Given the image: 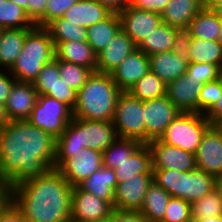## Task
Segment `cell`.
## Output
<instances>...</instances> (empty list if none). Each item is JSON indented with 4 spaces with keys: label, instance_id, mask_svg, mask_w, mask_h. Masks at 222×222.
<instances>
[{
    "label": "cell",
    "instance_id": "cell-1",
    "mask_svg": "<svg viewBox=\"0 0 222 222\" xmlns=\"http://www.w3.org/2000/svg\"><path fill=\"white\" fill-rule=\"evenodd\" d=\"M55 139L28 120L0 128V180L11 190L54 168Z\"/></svg>",
    "mask_w": 222,
    "mask_h": 222
},
{
    "label": "cell",
    "instance_id": "cell-2",
    "mask_svg": "<svg viewBox=\"0 0 222 222\" xmlns=\"http://www.w3.org/2000/svg\"><path fill=\"white\" fill-rule=\"evenodd\" d=\"M72 189L61 172L52 168L13 188L12 201L27 222H69Z\"/></svg>",
    "mask_w": 222,
    "mask_h": 222
},
{
    "label": "cell",
    "instance_id": "cell-3",
    "mask_svg": "<svg viewBox=\"0 0 222 222\" xmlns=\"http://www.w3.org/2000/svg\"><path fill=\"white\" fill-rule=\"evenodd\" d=\"M121 93L111 74L93 72L77 92L73 117L89 121H112Z\"/></svg>",
    "mask_w": 222,
    "mask_h": 222
},
{
    "label": "cell",
    "instance_id": "cell-4",
    "mask_svg": "<svg viewBox=\"0 0 222 222\" xmlns=\"http://www.w3.org/2000/svg\"><path fill=\"white\" fill-rule=\"evenodd\" d=\"M118 138L112 121L74 118L55 140V152H78L90 148L103 152Z\"/></svg>",
    "mask_w": 222,
    "mask_h": 222
},
{
    "label": "cell",
    "instance_id": "cell-5",
    "mask_svg": "<svg viewBox=\"0 0 222 222\" xmlns=\"http://www.w3.org/2000/svg\"><path fill=\"white\" fill-rule=\"evenodd\" d=\"M55 58V45L45 27L34 26L27 34L23 48L9 69L16 81L33 83L45 64Z\"/></svg>",
    "mask_w": 222,
    "mask_h": 222
},
{
    "label": "cell",
    "instance_id": "cell-6",
    "mask_svg": "<svg viewBox=\"0 0 222 222\" xmlns=\"http://www.w3.org/2000/svg\"><path fill=\"white\" fill-rule=\"evenodd\" d=\"M153 181L162 187L171 197L181 198L188 203L201 199L218 184L213 175L202 170L195 169L189 172H181L175 169H152Z\"/></svg>",
    "mask_w": 222,
    "mask_h": 222
},
{
    "label": "cell",
    "instance_id": "cell-7",
    "mask_svg": "<svg viewBox=\"0 0 222 222\" xmlns=\"http://www.w3.org/2000/svg\"><path fill=\"white\" fill-rule=\"evenodd\" d=\"M210 126L205 114L181 112L167 126L159 140L195 155L203 134Z\"/></svg>",
    "mask_w": 222,
    "mask_h": 222
},
{
    "label": "cell",
    "instance_id": "cell-8",
    "mask_svg": "<svg viewBox=\"0 0 222 222\" xmlns=\"http://www.w3.org/2000/svg\"><path fill=\"white\" fill-rule=\"evenodd\" d=\"M144 101L122 91L115 105L113 124L119 138L135 139L145 144Z\"/></svg>",
    "mask_w": 222,
    "mask_h": 222
},
{
    "label": "cell",
    "instance_id": "cell-9",
    "mask_svg": "<svg viewBox=\"0 0 222 222\" xmlns=\"http://www.w3.org/2000/svg\"><path fill=\"white\" fill-rule=\"evenodd\" d=\"M72 119L73 110L68 105L47 95H38L27 120L56 140Z\"/></svg>",
    "mask_w": 222,
    "mask_h": 222
},
{
    "label": "cell",
    "instance_id": "cell-10",
    "mask_svg": "<svg viewBox=\"0 0 222 222\" xmlns=\"http://www.w3.org/2000/svg\"><path fill=\"white\" fill-rule=\"evenodd\" d=\"M102 166V152L82 148L78 152H55L54 168L71 186H77Z\"/></svg>",
    "mask_w": 222,
    "mask_h": 222
},
{
    "label": "cell",
    "instance_id": "cell-11",
    "mask_svg": "<svg viewBox=\"0 0 222 222\" xmlns=\"http://www.w3.org/2000/svg\"><path fill=\"white\" fill-rule=\"evenodd\" d=\"M181 111L165 95L144 101L145 144L159 139Z\"/></svg>",
    "mask_w": 222,
    "mask_h": 222
},
{
    "label": "cell",
    "instance_id": "cell-12",
    "mask_svg": "<svg viewBox=\"0 0 222 222\" xmlns=\"http://www.w3.org/2000/svg\"><path fill=\"white\" fill-rule=\"evenodd\" d=\"M118 14L121 20V30L136 46L163 23L161 14L136 8L130 4Z\"/></svg>",
    "mask_w": 222,
    "mask_h": 222
},
{
    "label": "cell",
    "instance_id": "cell-13",
    "mask_svg": "<svg viewBox=\"0 0 222 222\" xmlns=\"http://www.w3.org/2000/svg\"><path fill=\"white\" fill-rule=\"evenodd\" d=\"M147 145L152 154V169L189 172L197 168L193 153L165 144L159 139L151 140Z\"/></svg>",
    "mask_w": 222,
    "mask_h": 222
},
{
    "label": "cell",
    "instance_id": "cell-14",
    "mask_svg": "<svg viewBox=\"0 0 222 222\" xmlns=\"http://www.w3.org/2000/svg\"><path fill=\"white\" fill-rule=\"evenodd\" d=\"M113 207L105 200L73 186L71 203L72 222H92L110 217Z\"/></svg>",
    "mask_w": 222,
    "mask_h": 222
},
{
    "label": "cell",
    "instance_id": "cell-15",
    "mask_svg": "<svg viewBox=\"0 0 222 222\" xmlns=\"http://www.w3.org/2000/svg\"><path fill=\"white\" fill-rule=\"evenodd\" d=\"M196 167L217 180L222 178V136L210 126L201 138L195 154Z\"/></svg>",
    "mask_w": 222,
    "mask_h": 222
},
{
    "label": "cell",
    "instance_id": "cell-16",
    "mask_svg": "<svg viewBox=\"0 0 222 222\" xmlns=\"http://www.w3.org/2000/svg\"><path fill=\"white\" fill-rule=\"evenodd\" d=\"M152 181L153 173H142L117 184L114 192L113 208L118 210L139 211Z\"/></svg>",
    "mask_w": 222,
    "mask_h": 222
},
{
    "label": "cell",
    "instance_id": "cell-17",
    "mask_svg": "<svg viewBox=\"0 0 222 222\" xmlns=\"http://www.w3.org/2000/svg\"><path fill=\"white\" fill-rule=\"evenodd\" d=\"M38 93L32 83L15 81L4 105L8 121L27 120L37 102Z\"/></svg>",
    "mask_w": 222,
    "mask_h": 222
},
{
    "label": "cell",
    "instance_id": "cell-18",
    "mask_svg": "<svg viewBox=\"0 0 222 222\" xmlns=\"http://www.w3.org/2000/svg\"><path fill=\"white\" fill-rule=\"evenodd\" d=\"M149 71L148 55L137 48L119 64L111 77L121 91H129Z\"/></svg>",
    "mask_w": 222,
    "mask_h": 222
},
{
    "label": "cell",
    "instance_id": "cell-19",
    "mask_svg": "<svg viewBox=\"0 0 222 222\" xmlns=\"http://www.w3.org/2000/svg\"><path fill=\"white\" fill-rule=\"evenodd\" d=\"M203 84L186 74L167 84L166 96L181 112L198 113V99Z\"/></svg>",
    "mask_w": 222,
    "mask_h": 222
},
{
    "label": "cell",
    "instance_id": "cell-20",
    "mask_svg": "<svg viewBox=\"0 0 222 222\" xmlns=\"http://www.w3.org/2000/svg\"><path fill=\"white\" fill-rule=\"evenodd\" d=\"M136 49L135 43L120 30L108 46L97 54V72L111 74Z\"/></svg>",
    "mask_w": 222,
    "mask_h": 222
},
{
    "label": "cell",
    "instance_id": "cell-21",
    "mask_svg": "<svg viewBox=\"0 0 222 222\" xmlns=\"http://www.w3.org/2000/svg\"><path fill=\"white\" fill-rule=\"evenodd\" d=\"M150 71L155 73L166 85L187 71L188 60L172 50L149 55Z\"/></svg>",
    "mask_w": 222,
    "mask_h": 222
},
{
    "label": "cell",
    "instance_id": "cell-22",
    "mask_svg": "<svg viewBox=\"0 0 222 222\" xmlns=\"http://www.w3.org/2000/svg\"><path fill=\"white\" fill-rule=\"evenodd\" d=\"M55 57L97 72V54L87 41L54 42Z\"/></svg>",
    "mask_w": 222,
    "mask_h": 222
},
{
    "label": "cell",
    "instance_id": "cell-23",
    "mask_svg": "<svg viewBox=\"0 0 222 222\" xmlns=\"http://www.w3.org/2000/svg\"><path fill=\"white\" fill-rule=\"evenodd\" d=\"M111 13V10L97 0H79L64 13L63 18L75 25L88 28L104 20Z\"/></svg>",
    "mask_w": 222,
    "mask_h": 222
},
{
    "label": "cell",
    "instance_id": "cell-24",
    "mask_svg": "<svg viewBox=\"0 0 222 222\" xmlns=\"http://www.w3.org/2000/svg\"><path fill=\"white\" fill-rule=\"evenodd\" d=\"M117 184L114 169L101 166L77 186L81 190L107 201L113 207L114 192Z\"/></svg>",
    "mask_w": 222,
    "mask_h": 222
},
{
    "label": "cell",
    "instance_id": "cell-25",
    "mask_svg": "<svg viewBox=\"0 0 222 222\" xmlns=\"http://www.w3.org/2000/svg\"><path fill=\"white\" fill-rule=\"evenodd\" d=\"M205 6L201 0H170L161 13L162 22L175 28H187Z\"/></svg>",
    "mask_w": 222,
    "mask_h": 222
},
{
    "label": "cell",
    "instance_id": "cell-26",
    "mask_svg": "<svg viewBox=\"0 0 222 222\" xmlns=\"http://www.w3.org/2000/svg\"><path fill=\"white\" fill-rule=\"evenodd\" d=\"M121 30L119 14L112 12L107 18L87 28V42L96 54L108 46V43Z\"/></svg>",
    "mask_w": 222,
    "mask_h": 222
},
{
    "label": "cell",
    "instance_id": "cell-27",
    "mask_svg": "<svg viewBox=\"0 0 222 222\" xmlns=\"http://www.w3.org/2000/svg\"><path fill=\"white\" fill-rule=\"evenodd\" d=\"M222 18L209 6L205 5L191 20L188 31L192 38L217 41Z\"/></svg>",
    "mask_w": 222,
    "mask_h": 222
},
{
    "label": "cell",
    "instance_id": "cell-28",
    "mask_svg": "<svg viewBox=\"0 0 222 222\" xmlns=\"http://www.w3.org/2000/svg\"><path fill=\"white\" fill-rule=\"evenodd\" d=\"M114 173L118 184L133 178L137 174L153 173L152 154L148 145L142 144L130 158L116 165Z\"/></svg>",
    "mask_w": 222,
    "mask_h": 222
},
{
    "label": "cell",
    "instance_id": "cell-29",
    "mask_svg": "<svg viewBox=\"0 0 222 222\" xmlns=\"http://www.w3.org/2000/svg\"><path fill=\"white\" fill-rule=\"evenodd\" d=\"M31 28L0 30V69H10L22 51Z\"/></svg>",
    "mask_w": 222,
    "mask_h": 222
},
{
    "label": "cell",
    "instance_id": "cell-30",
    "mask_svg": "<svg viewBox=\"0 0 222 222\" xmlns=\"http://www.w3.org/2000/svg\"><path fill=\"white\" fill-rule=\"evenodd\" d=\"M170 198V194L155 181H152L139 211L149 222H161L164 219L165 210Z\"/></svg>",
    "mask_w": 222,
    "mask_h": 222
},
{
    "label": "cell",
    "instance_id": "cell-31",
    "mask_svg": "<svg viewBox=\"0 0 222 222\" xmlns=\"http://www.w3.org/2000/svg\"><path fill=\"white\" fill-rule=\"evenodd\" d=\"M175 34V27L162 23L153 32H151L148 37H146L137 46V48L148 56L156 53L171 51Z\"/></svg>",
    "mask_w": 222,
    "mask_h": 222
},
{
    "label": "cell",
    "instance_id": "cell-32",
    "mask_svg": "<svg viewBox=\"0 0 222 222\" xmlns=\"http://www.w3.org/2000/svg\"><path fill=\"white\" fill-rule=\"evenodd\" d=\"M188 63H210L222 69V46L218 41L192 38Z\"/></svg>",
    "mask_w": 222,
    "mask_h": 222
},
{
    "label": "cell",
    "instance_id": "cell-33",
    "mask_svg": "<svg viewBox=\"0 0 222 222\" xmlns=\"http://www.w3.org/2000/svg\"><path fill=\"white\" fill-rule=\"evenodd\" d=\"M142 145L140 141L128 138H117L102 152V166L115 169L130 158L131 155Z\"/></svg>",
    "mask_w": 222,
    "mask_h": 222
},
{
    "label": "cell",
    "instance_id": "cell-34",
    "mask_svg": "<svg viewBox=\"0 0 222 222\" xmlns=\"http://www.w3.org/2000/svg\"><path fill=\"white\" fill-rule=\"evenodd\" d=\"M222 215V188L218 184L208 194L191 204V218L200 219Z\"/></svg>",
    "mask_w": 222,
    "mask_h": 222
},
{
    "label": "cell",
    "instance_id": "cell-35",
    "mask_svg": "<svg viewBox=\"0 0 222 222\" xmlns=\"http://www.w3.org/2000/svg\"><path fill=\"white\" fill-rule=\"evenodd\" d=\"M45 28L53 42L87 41V28L75 25L63 17L53 20Z\"/></svg>",
    "mask_w": 222,
    "mask_h": 222
},
{
    "label": "cell",
    "instance_id": "cell-36",
    "mask_svg": "<svg viewBox=\"0 0 222 222\" xmlns=\"http://www.w3.org/2000/svg\"><path fill=\"white\" fill-rule=\"evenodd\" d=\"M35 24L26 15L25 10L11 0H0V28H33Z\"/></svg>",
    "mask_w": 222,
    "mask_h": 222
},
{
    "label": "cell",
    "instance_id": "cell-37",
    "mask_svg": "<svg viewBox=\"0 0 222 222\" xmlns=\"http://www.w3.org/2000/svg\"><path fill=\"white\" fill-rule=\"evenodd\" d=\"M167 85L153 72L145 74L128 92L140 101L161 98L166 95Z\"/></svg>",
    "mask_w": 222,
    "mask_h": 222
},
{
    "label": "cell",
    "instance_id": "cell-38",
    "mask_svg": "<svg viewBox=\"0 0 222 222\" xmlns=\"http://www.w3.org/2000/svg\"><path fill=\"white\" fill-rule=\"evenodd\" d=\"M58 69L62 81L77 92L85 85L94 72L92 69L58 59Z\"/></svg>",
    "mask_w": 222,
    "mask_h": 222
},
{
    "label": "cell",
    "instance_id": "cell-39",
    "mask_svg": "<svg viewBox=\"0 0 222 222\" xmlns=\"http://www.w3.org/2000/svg\"><path fill=\"white\" fill-rule=\"evenodd\" d=\"M60 78L58 59L55 57L51 62L44 65L32 84L38 95H47Z\"/></svg>",
    "mask_w": 222,
    "mask_h": 222
},
{
    "label": "cell",
    "instance_id": "cell-40",
    "mask_svg": "<svg viewBox=\"0 0 222 222\" xmlns=\"http://www.w3.org/2000/svg\"><path fill=\"white\" fill-rule=\"evenodd\" d=\"M185 74L204 85L222 77V69L218 65L210 63H188Z\"/></svg>",
    "mask_w": 222,
    "mask_h": 222
},
{
    "label": "cell",
    "instance_id": "cell-41",
    "mask_svg": "<svg viewBox=\"0 0 222 222\" xmlns=\"http://www.w3.org/2000/svg\"><path fill=\"white\" fill-rule=\"evenodd\" d=\"M222 94V77L202 86L198 99V113L206 114L219 100Z\"/></svg>",
    "mask_w": 222,
    "mask_h": 222
},
{
    "label": "cell",
    "instance_id": "cell-42",
    "mask_svg": "<svg viewBox=\"0 0 222 222\" xmlns=\"http://www.w3.org/2000/svg\"><path fill=\"white\" fill-rule=\"evenodd\" d=\"M191 204L187 201L171 197L161 222H191Z\"/></svg>",
    "mask_w": 222,
    "mask_h": 222
},
{
    "label": "cell",
    "instance_id": "cell-43",
    "mask_svg": "<svg viewBox=\"0 0 222 222\" xmlns=\"http://www.w3.org/2000/svg\"><path fill=\"white\" fill-rule=\"evenodd\" d=\"M79 0H48L45 14L35 23V26L46 27L55 19L62 18L64 13Z\"/></svg>",
    "mask_w": 222,
    "mask_h": 222
},
{
    "label": "cell",
    "instance_id": "cell-44",
    "mask_svg": "<svg viewBox=\"0 0 222 222\" xmlns=\"http://www.w3.org/2000/svg\"><path fill=\"white\" fill-rule=\"evenodd\" d=\"M77 91L67 85L65 81L60 78L59 81L54 85L52 91L47 96L57 99L60 102L68 105L72 110L77 103Z\"/></svg>",
    "mask_w": 222,
    "mask_h": 222
},
{
    "label": "cell",
    "instance_id": "cell-45",
    "mask_svg": "<svg viewBox=\"0 0 222 222\" xmlns=\"http://www.w3.org/2000/svg\"><path fill=\"white\" fill-rule=\"evenodd\" d=\"M192 37L187 28H176L172 51L188 60Z\"/></svg>",
    "mask_w": 222,
    "mask_h": 222
},
{
    "label": "cell",
    "instance_id": "cell-46",
    "mask_svg": "<svg viewBox=\"0 0 222 222\" xmlns=\"http://www.w3.org/2000/svg\"><path fill=\"white\" fill-rule=\"evenodd\" d=\"M112 222H149L140 211L112 209L110 214Z\"/></svg>",
    "mask_w": 222,
    "mask_h": 222
},
{
    "label": "cell",
    "instance_id": "cell-47",
    "mask_svg": "<svg viewBox=\"0 0 222 222\" xmlns=\"http://www.w3.org/2000/svg\"><path fill=\"white\" fill-rule=\"evenodd\" d=\"M15 81L16 79L8 69H0V104L2 106L5 105Z\"/></svg>",
    "mask_w": 222,
    "mask_h": 222
},
{
    "label": "cell",
    "instance_id": "cell-48",
    "mask_svg": "<svg viewBox=\"0 0 222 222\" xmlns=\"http://www.w3.org/2000/svg\"><path fill=\"white\" fill-rule=\"evenodd\" d=\"M170 0H131L130 5L161 14Z\"/></svg>",
    "mask_w": 222,
    "mask_h": 222
},
{
    "label": "cell",
    "instance_id": "cell-49",
    "mask_svg": "<svg viewBox=\"0 0 222 222\" xmlns=\"http://www.w3.org/2000/svg\"><path fill=\"white\" fill-rule=\"evenodd\" d=\"M0 222H27L22 211L11 201L0 213Z\"/></svg>",
    "mask_w": 222,
    "mask_h": 222
},
{
    "label": "cell",
    "instance_id": "cell-50",
    "mask_svg": "<svg viewBox=\"0 0 222 222\" xmlns=\"http://www.w3.org/2000/svg\"><path fill=\"white\" fill-rule=\"evenodd\" d=\"M48 0H27V16L35 24L46 12Z\"/></svg>",
    "mask_w": 222,
    "mask_h": 222
},
{
    "label": "cell",
    "instance_id": "cell-51",
    "mask_svg": "<svg viewBox=\"0 0 222 222\" xmlns=\"http://www.w3.org/2000/svg\"><path fill=\"white\" fill-rule=\"evenodd\" d=\"M205 117L213 126L216 122L222 121V94L217 103L205 114Z\"/></svg>",
    "mask_w": 222,
    "mask_h": 222
},
{
    "label": "cell",
    "instance_id": "cell-52",
    "mask_svg": "<svg viewBox=\"0 0 222 222\" xmlns=\"http://www.w3.org/2000/svg\"><path fill=\"white\" fill-rule=\"evenodd\" d=\"M100 4L106 6L112 12L118 13L130 2L128 0H97Z\"/></svg>",
    "mask_w": 222,
    "mask_h": 222
},
{
    "label": "cell",
    "instance_id": "cell-53",
    "mask_svg": "<svg viewBox=\"0 0 222 222\" xmlns=\"http://www.w3.org/2000/svg\"><path fill=\"white\" fill-rule=\"evenodd\" d=\"M12 201V190L6 185H0V213Z\"/></svg>",
    "mask_w": 222,
    "mask_h": 222
},
{
    "label": "cell",
    "instance_id": "cell-54",
    "mask_svg": "<svg viewBox=\"0 0 222 222\" xmlns=\"http://www.w3.org/2000/svg\"><path fill=\"white\" fill-rule=\"evenodd\" d=\"M209 6L222 18V0H212Z\"/></svg>",
    "mask_w": 222,
    "mask_h": 222
},
{
    "label": "cell",
    "instance_id": "cell-55",
    "mask_svg": "<svg viewBox=\"0 0 222 222\" xmlns=\"http://www.w3.org/2000/svg\"><path fill=\"white\" fill-rule=\"evenodd\" d=\"M191 222H222V215L217 217H207L200 219H192Z\"/></svg>",
    "mask_w": 222,
    "mask_h": 222
},
{
    "label": "cell",
    "instance_id": "cell-56",
    "mask_svg": "<svg viewBox=\"0 0 222 222\" xmlns=\"http://www.w3.org/2000/svg\"><path fill=\"white\" fill-rule=\"evenodd\" d=\"M7 118L4 112V106L0 104V128L7 122Z\"/></svg>",
    "mask_w": 222,
    "mask_h": 222
},
{
    "label": "cell",
    "instance_id": "cell-57",
    "mask_svg": "<svg viewBox=\"0 0 222 222\" xmlns=\"http://www.w3.org/2000/svg\"><path fill=\"white\" fill-rule=\"evenodd\" d=\"M11 1L17 4L23 10H25L26 15H27V0H11Z\"/></svg>",
    "mask_w": 222,
    "mask_h": 222
},
{
    "label": "cell",
    "instance_id": "cell-58",
    "mask_svg": "<svg viewBox=\"0 0 222 222\" xmlns=\"http://www.w3.org/2000/svg\"><path fill=\"white\" fill-rule=\"evenodd\" d=\"M216 130L220 133V135L222 136V121H218L213 125Z\"/></svg>",
    "mask_w": 222,
    "mask_h": 222
},
{
    "label": "cell",
    "instance_id": "cell-59",
    "mask_svg": "<svg viewBox=\"0 0 222 222\" xmlns=\"http://www.w3.org/2000/svg\"><path fill=\"white\" fill-rule=\"evenodd\" d=\"M221 46H222V23H221V26H220V33H219V36H218V40H217Z\"/></svg>",
    "mask_w": 222,
    "mask_h": 222
},
{
    "label": "cell",
    "instance_id": "cell-60",
    "mask_svg": "<svg viewBox=\"0 0 222 222\" xmlns=\"http://www.w3.org/2000/svg\"><path fill=\"white\" fill-rule=\"evenodd\" d=\"M92 222H112L110 217L107 219H102V220H98V221H92Z\"/></svg>",
    "mask_w": 222,
    "mask_h": 222
},
{
    "label": "cell",
    "instance_id": "cell-61",
    "mask_svg": "<svg viewBox=\"0 0 222 222\" xmlns=\"http://www.w3.org/2000/svg\"><path fill=\"white\" fill-rule=\"evenodd\" d=\"M205 5H209L212 0H201Z\"/></svg>",
    "mask_w": 222,
    "mask_h": 222
},
{
    "label": "cell",
    "instance_id": "cell-62",
    "mask_svg": "<svg viewBox=\"0 0 222 222\" xmlns=\"http://www.w3.org/2000/svg\"><path fill=\"white\" fill-rule=\"evenodd\" d=\"M219 185H220L221 188H222V178L219 180Z\"/></svg>",
    "mask_w": 222,
    "mask_h": 222
}]
</instances>
